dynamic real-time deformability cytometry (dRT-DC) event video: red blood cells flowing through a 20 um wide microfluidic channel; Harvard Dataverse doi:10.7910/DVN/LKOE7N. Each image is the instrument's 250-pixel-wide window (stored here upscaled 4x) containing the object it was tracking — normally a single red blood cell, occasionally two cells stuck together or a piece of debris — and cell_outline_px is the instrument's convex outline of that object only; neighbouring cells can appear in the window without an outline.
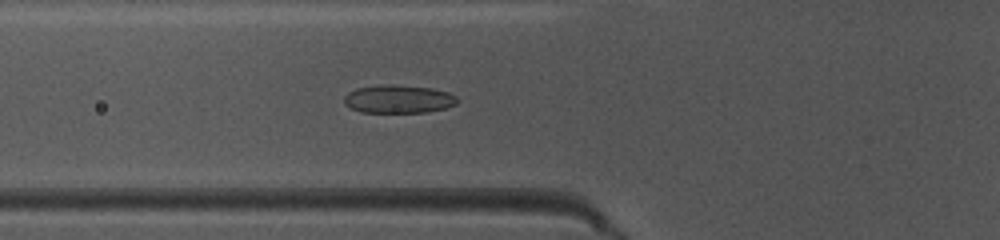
{"species": "common noctule bat (a hibernating species)", "species_latin": "Nyctalus noctula", "temperature_condition": "warm", "stored_images_in_passage": 50, "camera_frame_rate_fps": 3000, "um_per_image_px": 0.085, "animal": {"sex": "female", "body_mass_g": 10.0, "forearm_length_mm": 53.1}, "frame": {"image": 1, "passage_image": 19, "time_ms": 6.0, "image_size_px": [1000, 240], "cell_outline_px": [[456, 104], [444, 108], [428, 112], [360, 112], [344, 104], [344, 96], [348, 92], [356, 88], [388, 84], [392, 84], [432, 88], [448, 92], [456, 96]], "centroid_in_image_um": [33.85, 8.41], "position_along_channel_um": 92.0, "area_um2": 18.5}}
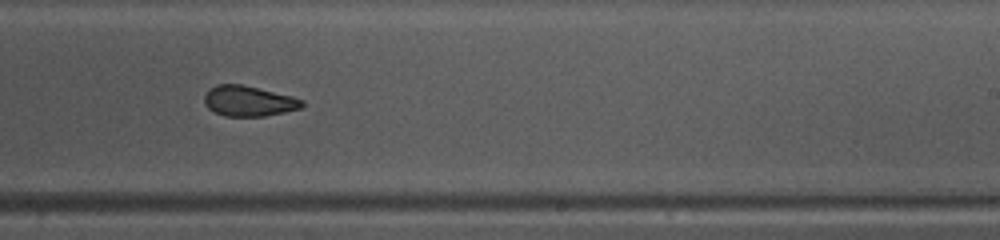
{"frame": {"image": 2, "passage_image": 32, "time_ms": 10.333, "image_size_px": [1000, 240], "cell_outline_px": [[304, 104], [300, 108], [284, 112], [264, 116], [224, 116], [208, 108], [204, 104], [204, 96], [208, 88], [216, 84], [244, 84], [292, 96], [304, 100]], "centroid_in_image_um": [21.11, 8.57], "position_along_channel_um": 267.9, "area_um2": 17.46}}
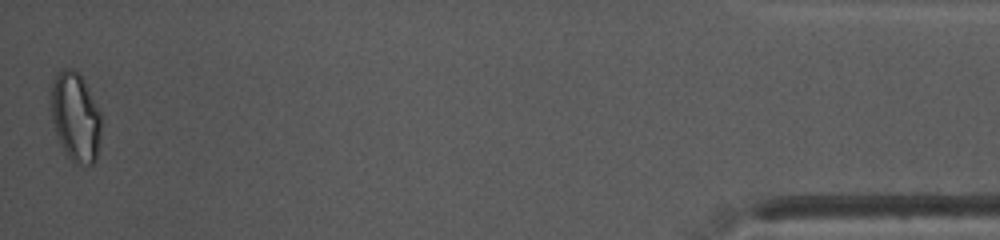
{"frame": {"image": 3, "passage_image": 50, "time_ms": 16.333, "image_size_px": [1000, 240], "cell_outline_px": [[100, 140], [96, 160], [92, 164], [76, 164], [64, 152], [56, 136], [48, 104], [48, 96], [52, 80], [56, 72], [64, 68], [72, 68], [80, 76], [100, 112]], "centroid_in_image_um": [6.34, 9.93], "position_along_channel_um": 428.9, "area_um2": 26.47}, "authors_computed_cell_mechanics": {"area_um2": 18.5249, "velocity_mm_per_s": 4.0379, "shape_relaxation_time_tau1_ms": 4.7401, "shape_relaxation_time_tau2_ms": 2.6908, "deformation_change_tau1": 0.1215, "deformation_change_tau2": 0.0542}}